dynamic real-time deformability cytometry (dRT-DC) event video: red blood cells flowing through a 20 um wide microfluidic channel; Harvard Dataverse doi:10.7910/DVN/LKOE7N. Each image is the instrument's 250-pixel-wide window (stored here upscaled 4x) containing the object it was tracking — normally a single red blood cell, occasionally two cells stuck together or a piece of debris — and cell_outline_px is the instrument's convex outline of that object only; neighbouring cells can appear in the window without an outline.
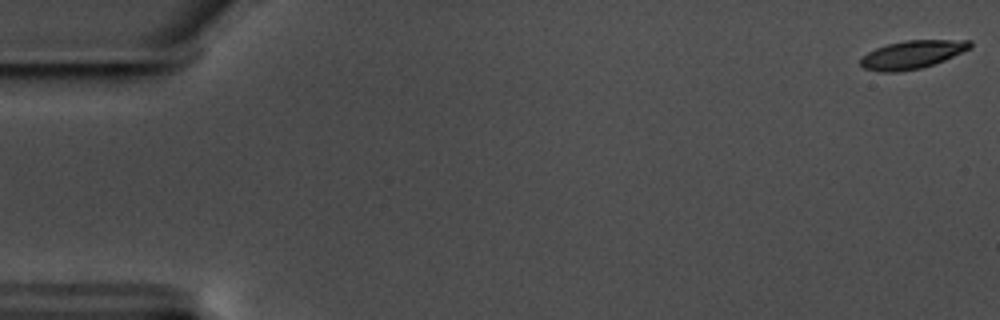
{"species": "common noctule bat (a hibernating species)", "species_latin": "Nyctalus noctula", "temperature_condition": "warm", "stored_images_in_passage": 11, "camera_frame_rate_fps": 3000, "um_per_image_px": 0.085, "animal": {"sex": "male", "body_mass_g": 17.5, "forearm_length_mm": 52.3}, "frame": {"image": 1, "passage_image": 1, "time_ms": 0.0, "image_size_px": [1000, 320], "cell_outline_px": [[972, 48], [944, 60], [920, 68], [896, 72], [880, 72], [864, 68], [860, 64], [860, 60], [868, 52], [876, 48], [888, 44], [904, 40], [972, 40]], "centroid_in_image_um": [77.55, 4.63], "position_along_channel_um": 7.4, "area_um2": 17.86}}